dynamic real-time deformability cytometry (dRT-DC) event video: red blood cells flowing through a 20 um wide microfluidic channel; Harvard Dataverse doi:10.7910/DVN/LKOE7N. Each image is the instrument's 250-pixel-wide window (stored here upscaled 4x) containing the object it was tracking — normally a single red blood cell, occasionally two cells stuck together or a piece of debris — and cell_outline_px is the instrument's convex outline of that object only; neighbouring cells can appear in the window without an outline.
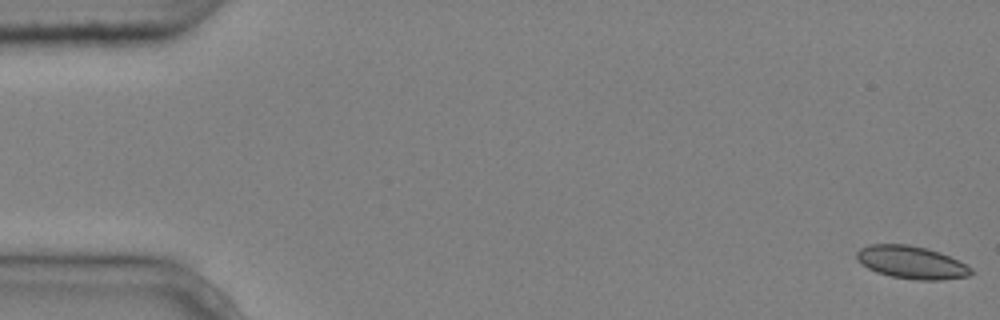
{"species": "common noctule bat (a hibernating species)", "species_latin": "Nyctalus noctula", "temperature_condition": "cold", "stored_images_in_passage": 5, "camera_frame_rate_fps": 3000, "um_per_image_px": 0.085, "animal": {"sex": "male", "body_mass_g": 20.4}, "frame": {"image": 1, "passage_image": 1, "time_ms": 0.0, "image_size_px": [1000, 320], "cell_outline_px": [[972, 272], [968, 276], [940, 280], [916, 280], [892, 276], [876, 272], [868, 268], [856, 256], [856, 252], [860, 248], [868, 244], [908, 244], [928, 248], [940, 252], [972, 268]], "centroid_in_image_um": [77.46, 22.29], "position_along_channel_um": 7.5, "area_um2": 21.62}}
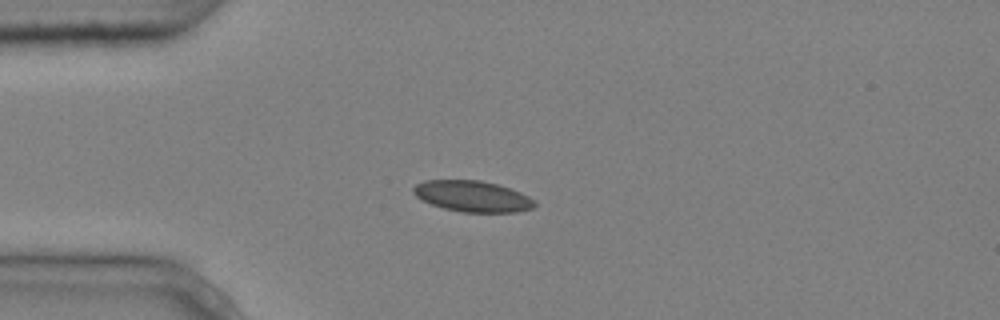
{"frame": {"image": 2, "passage_image": 4, "time_ms": 1.0, "image_size_px": [1000, 320], "cell_outline_px": [[536, 204], [532, 208], [516, 212], [464, 212], [444, 208], [432, 204], [416, 196], [412, 192], [412, 188], [416, 184], [424, 180], [480, 180], [496, 184], [520, 192], [536, 200]], "centroid_in_image_um": [40.16, 16.68], "position_along_channel_um": 44.8, "area_um2": 21.79}}